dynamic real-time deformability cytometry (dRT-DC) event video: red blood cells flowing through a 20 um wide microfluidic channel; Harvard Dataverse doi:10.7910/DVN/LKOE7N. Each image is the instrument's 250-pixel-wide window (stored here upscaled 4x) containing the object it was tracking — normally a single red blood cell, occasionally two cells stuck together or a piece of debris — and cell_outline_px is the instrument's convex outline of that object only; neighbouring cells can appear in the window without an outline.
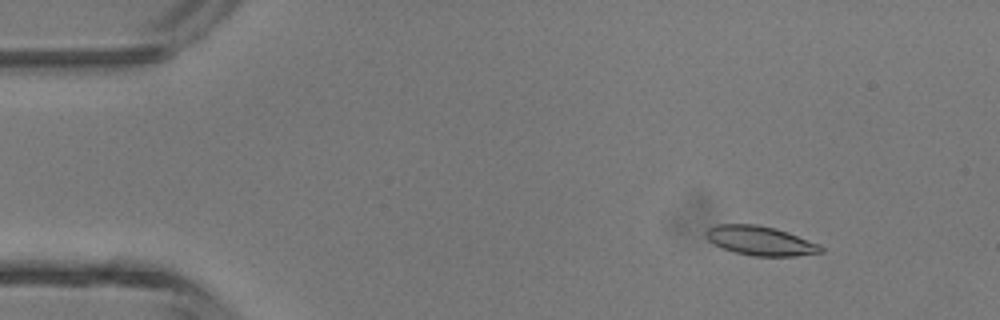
{"species": "common noctule bat (a hibernating species)", "species_latin": "Nyctalus noctula", "temperature_condition": "room temperature", "stored_images_in_passage": 14, "camera_frame_rate_fps": 3000, "um_per_image_px": 0.085, "animal": {"sex": "male", "body_mass_g": 13.3}, "frame": {"image": 1, "passage_image": 5, "time_ms": 1.333, "image_size_px": [1000, 320], "cell_outline_px": [[824, 252], [796, 256], [752, 256], [736, 252], [724, 248], [708, 240], [704, 236], [704, 232], [708, 228], [716, 224], [756, 224], [776, 228], [788, 232], [820, 244], [824, 248]], "centroid_in_image_um": [64.65, 20.45], "position_along_channel_um": 20.4, "area_um2": 19.71}}
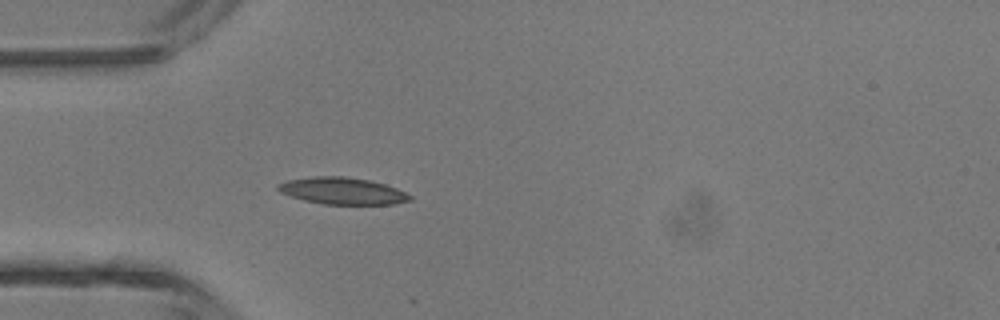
{"frame": {"image": 2, "passage_image": 13, "time_ms": 4.0, "image_size_px": [1000, 320], "cell_outline_px": [[412, 200], [392, 204], [324, 204], [304, 200], [280, 192], [276, 188], [276, 184], [288, 180], [312, 176], [344, 176], [368, 180], [384, 184], [396, 188], [412, 196]], "centroid_in_image_um": [29.08, 16.22], "position_along_channel_um": 55.9, "area_um2": 20.52}}